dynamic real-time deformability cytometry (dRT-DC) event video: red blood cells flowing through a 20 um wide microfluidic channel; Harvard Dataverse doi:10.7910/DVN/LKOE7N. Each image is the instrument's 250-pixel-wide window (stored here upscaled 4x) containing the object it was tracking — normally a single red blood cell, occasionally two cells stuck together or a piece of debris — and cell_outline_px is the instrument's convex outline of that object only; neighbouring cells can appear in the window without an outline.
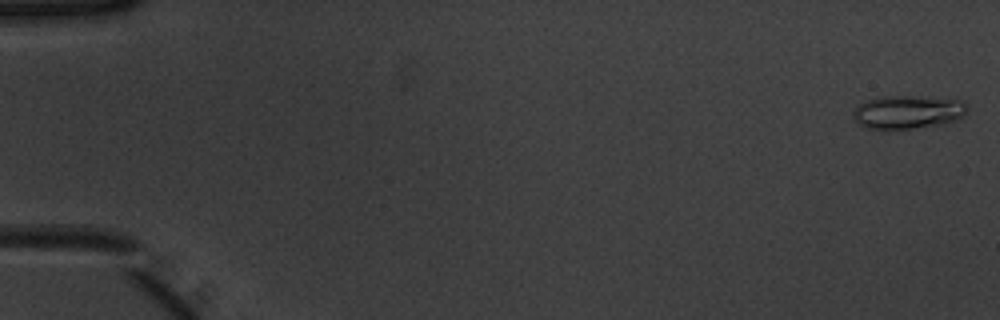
{"species": "common noctule bat (a hibernating species)", "species_latin": "Nyctalus noctula", "temperature_condition": "warm", "stored_images_in_passage": 48, "camera_frame_rate_fps": 3000, "um_per_image_px": 0.085, "animal": {"sex": "male", "body_mass_g": 20.1, "forearm_length_mm": 53.5}, "frame": {"image": 1, "passage_image": 1, "time_ms": 0.0, "image_size_px": [1000, 320], "cell_outline_px": [[968, 112], [956, 120], [940, 124], [888, 132], [864, 128], [852, 120], [852, 112], [864, 100], [876, 96], [912, 96], [960, 100], [968, 108]], "centroid_in_image_um": [77.05, 9.56], "position_along_channel_um": 8.0, "area_um2": 22.89}}
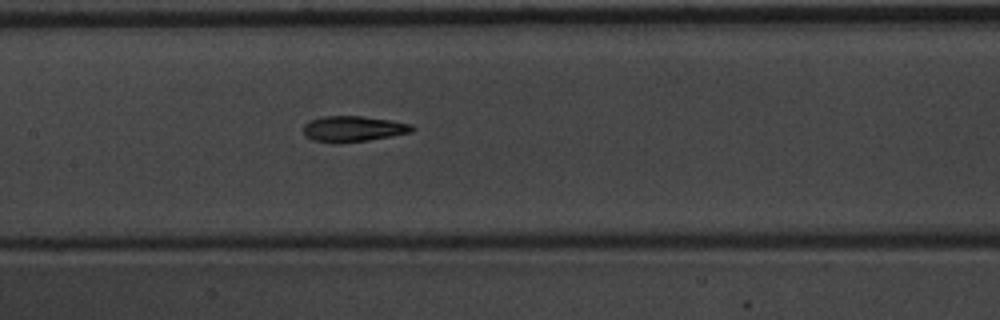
{"frame": {"image": 2, "passage_image": 26, "time_ms": 8.333, "image_size_px": [1000, 320], "cell_outline_px": [[416, 128], [412, 132], [392, 136], [368, 140], [340, 144], [332, 144], [312, 140], [304, 136], [304, 124], [308, 120], [324, 116], [364, 116], [392, 120], [412, 124]], "centroid_in_image_um": [30.01, 10.96], "position_along_channel_um": 177.4, "area_um2": 16.76}}
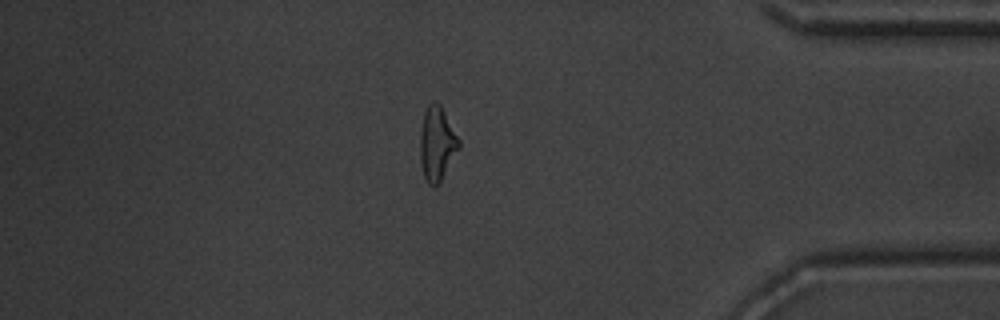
{"frame": {"image": 3, "passage_image": 45, "time_ms": 14.667, "image_size_px": [1000, 320], "cell_outline_px": [[460, 148], [440, 180], [432, 188], [428, 184], [424, 176], [420, 160], [420, 132], [424, 112], [428, 104], [432, 100], [436, 100], [440, 104], [460, 140]], "centroid_in_image_um": [37.13, 12.17], "position_along_channel_um": 398.1, "area_um2": 16.7}}